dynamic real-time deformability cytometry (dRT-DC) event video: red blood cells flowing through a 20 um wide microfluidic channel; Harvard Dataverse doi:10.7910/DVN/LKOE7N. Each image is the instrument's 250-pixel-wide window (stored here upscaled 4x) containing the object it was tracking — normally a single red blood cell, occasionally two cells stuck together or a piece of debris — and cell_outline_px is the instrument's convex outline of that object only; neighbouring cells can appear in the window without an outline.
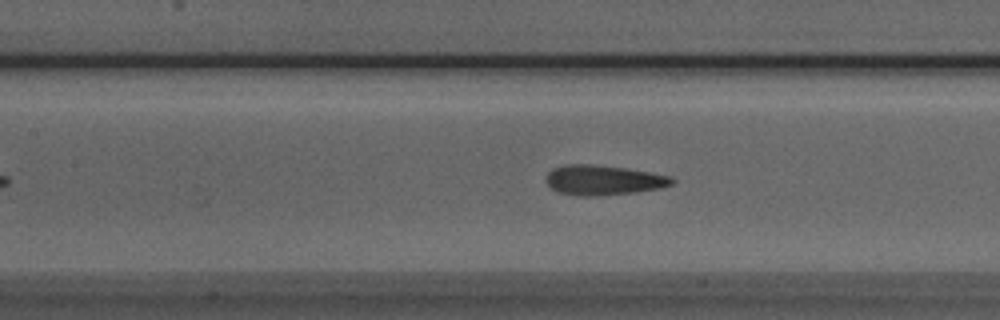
{"species": "Egyptian fruit bat (a non-hibernating species)", "species_latin": "Rousettus aegyptiacus", "temperature_condition": "room temperature", "stored_images_in_passage": 45, "camera_frame_rate_fps": 3000, "um_per_image_px": 0.085, "animal": {"sex": "male"}, "frame": {"image": 1, "passage_image": 17, "time_ms": 5.333, "image_size_px": [1000, 320], "cell_outline_px": [[676, 180], [672, 184], [660, 188], [636, 192], [596, 196], [580, 196], [560, 192], [552, 188], [544, 180], [544, 176], [552, 168], [564, 164], [592, 164], [624, 168], [652, 172], [672, 176]], "centroid_in_image_um": [51.28, 15.3], "position_along_channel_um": 156.1, "area_um2": 22.14}}
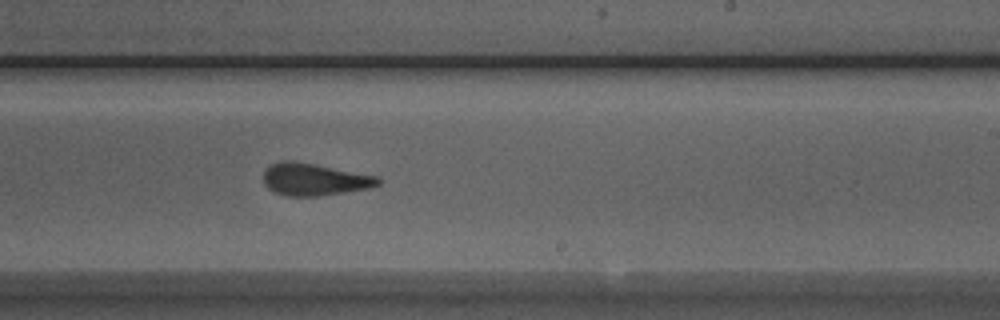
{"frame": {"image": 2, "passage_image": 25, "time_ms": 8.0, "image_size_px": [1000, 320], "cell_outline_px": [[380, 184], [368, 188], [316, 196], [288, 196], [272, 192], [264, 184], [264, 168], [280, 160], [292, 160], [376, 176], [380, 180]], "centroid_in_image_um": [26.63, 15.25], "position_along_channel_um": 262.4, "area_um2": 21.27}}
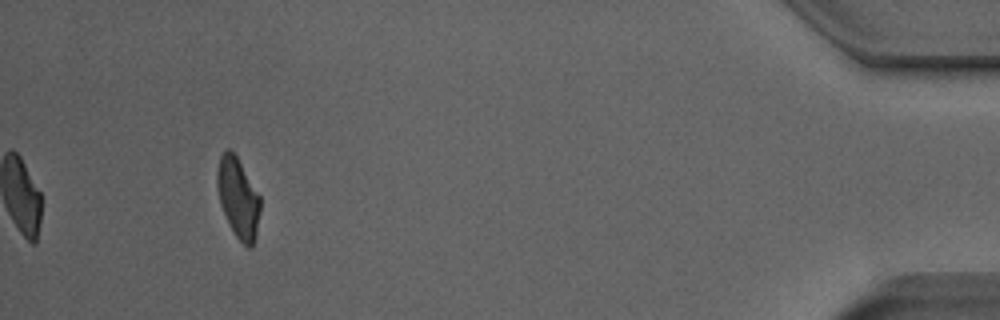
{"frame": {"image": 3, "passage_image": 42, "time_ms": 13.667, "image_size_px": [1000, 320], "cell_outline_px": [[260, 212], [256, 236], [252, 248], [248, 248], [236, 236], [228, 224], [220, 204], [216, 184], [216, 176], [220, 156], [228, 148], [236, 156], [260, 196]], "centroid_in_image_um": [20.23, 16.86], "position_along_channel_um": 415.0, "area_um2": 20.0}, "authors_computed_cell_mechanics": {"area_um2": 21.7328, "velocity_mm_per_s": 3.9932, "shape_relaxation_time_tau1_ms": 7.7735, "shape_relaxation_time_tau2_ms": 1.8886, "deformation_change_tau1": 0.1849, "deformation_change_tau2": 0.099}}